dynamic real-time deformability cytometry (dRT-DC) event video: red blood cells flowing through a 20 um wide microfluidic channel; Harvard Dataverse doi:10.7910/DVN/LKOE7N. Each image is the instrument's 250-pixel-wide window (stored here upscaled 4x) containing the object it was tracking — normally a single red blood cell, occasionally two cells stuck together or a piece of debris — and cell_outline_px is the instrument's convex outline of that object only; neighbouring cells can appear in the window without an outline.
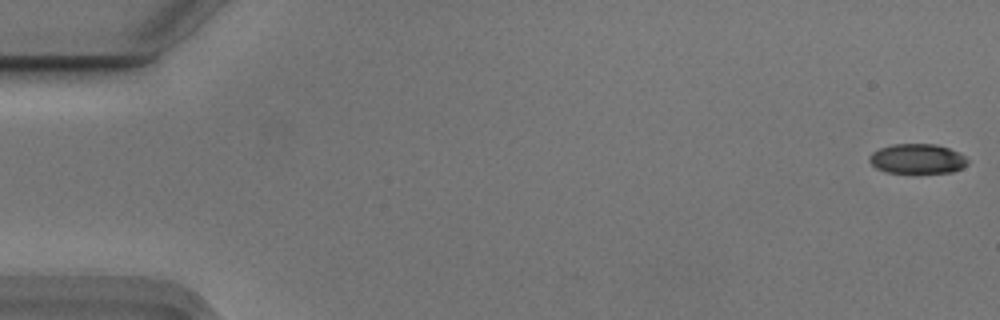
{"species": "Egyptian fruit bat (a non-hibernating species)", "species_latin": "Rousettus aegyptiacus", "temperature_condition": "cold", "stored_images_in_passage": 53, "camera_frame_rate_fps": 3000, "um_per_image_px": 0.085, "animal": {"sex": "male"}, "frame": {"image": 1, "passage_image": 1, "time_ms": 0.0, "image_size_px": [1000, 320], "cell_outline_px": [[968, 164], [952, 172], [884, 172], [876, 168], [868, 160], [868, 156], [872, 152], [880, 148], [892, 144], [936, 144], [960, 152], [968, 160]], "centroid_in_image_um": [77.95, 13.48], "position_along_channel_um": 7.0, "area_um2": 16.99}}
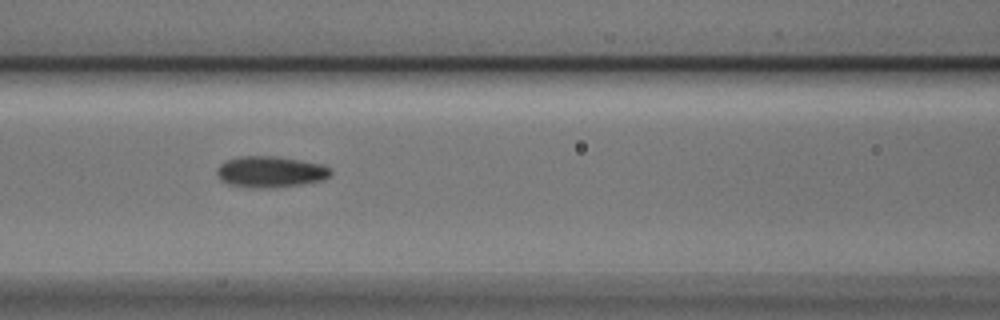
{"frame": {"image": 2, "passage_image": 24, "time_ms": 7.667, "image_size_px": [1000, 320], "cell_outline_px": [[332, 172], [324, 180], [304, 184], [276, 188], [248, 188], [228, 184], [220, 180], [216, 176], [216, 168], [224, 160], [240, 156], [276, 156], [324, 164], [332, 168]], "centroid_in_image_um": [22.97, 14.61], "position_along_channel_um": 143.6, "area_um2": 21.27}}
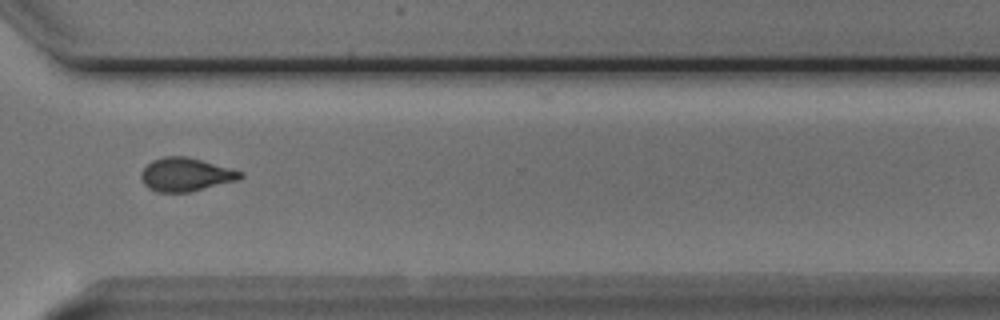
{"frame": {"image": 3, "passage_image": 41, "time_ms": 13.333, "image_size_px": [1000, 320], "cell_outline_px": [[244, 176], [240, 180], [188, 192], [156, 192], [148, 188], [144, 184], [140, 176], [140, 172], [152, 160], [164, 156], [184, 156], [200, 160], [244, 172]], "centroid_in_image_um": [15.78, 14.84], "position_along_channel_um": 354.8, "area_um2": 19.31}, "authors_computed_cell_mechanics": {"area_um2": 19.1896, "velocity_mm_per_s": 3.7348, "shape_relaxation_time_tau1_ms": 3.1101, "shape_relaxation_time_tau2_ms": 2.4387, "deformation_change_tau1": 0.112, "deformation_change_tau2": 0.0846}}